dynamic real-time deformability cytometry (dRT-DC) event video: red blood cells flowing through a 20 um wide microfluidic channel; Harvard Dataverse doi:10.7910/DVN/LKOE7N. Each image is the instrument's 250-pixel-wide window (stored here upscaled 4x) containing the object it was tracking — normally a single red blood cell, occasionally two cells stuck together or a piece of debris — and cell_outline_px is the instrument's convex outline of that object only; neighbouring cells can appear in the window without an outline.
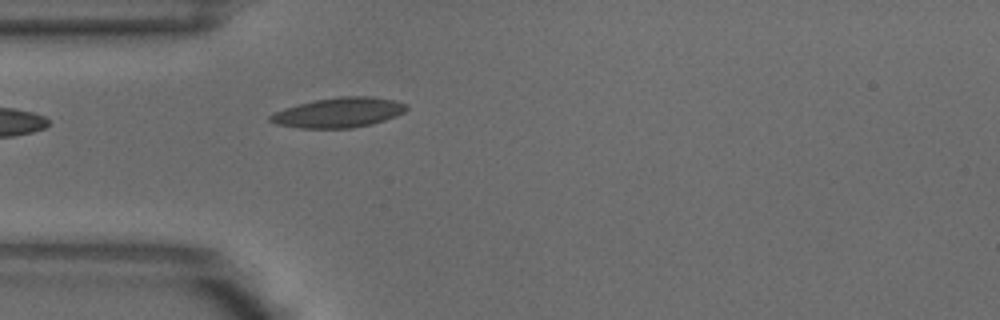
{"species": "common noctule bat (a hibernating species)", "species_latin": "Nyctalus noctula", "temperature_condition": "warm", "stored_images_in_passage": 4, "camera_frame_rate_fps": 3000, "um_per_image_px": 0.085, "animal": {"sex": "male", "body_mass_g": 18.8}, "frame": {"image": 1, "passage_image": 4, "time_ms": 1.0, "image_size_px": [1000, 320], "cell_outline_px": [[408, 108], [404, 112], [396, 116], [372, 124], [352, 128], [300, 128], [276, 124], [268, 120], [268, 116], [272, 112], [284, 108], [316, 100], [340, 96], [372, 96], [392, 100], [408, 104]], "centroid_in_image_um": [28.78, 9.57], "position_along_channel_um": 56.2, "area_um2": 23.76}}